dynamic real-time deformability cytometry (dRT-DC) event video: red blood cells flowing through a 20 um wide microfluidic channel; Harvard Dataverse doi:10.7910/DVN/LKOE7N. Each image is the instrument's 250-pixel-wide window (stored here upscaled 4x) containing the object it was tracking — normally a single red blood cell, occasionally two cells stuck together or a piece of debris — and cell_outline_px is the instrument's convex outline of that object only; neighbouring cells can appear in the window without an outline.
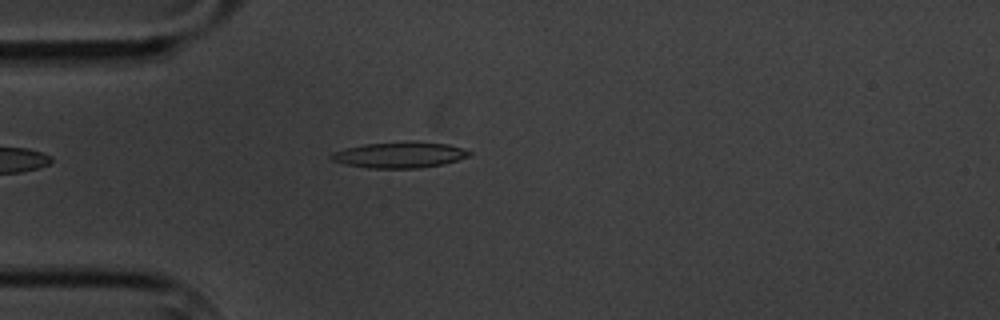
{"species": "common noctule bat (a hibernating species)", "species_latin": "Nyctalus noctula", "temperature_condition": "cold", "stored_images_in_passage": 5, "camera_frame_rate_fps": 3000, "um_per_image_px": 0.085, "animal": {"sex": "male", "body_mass_g": 20.1, "forearm_length_mm": 53.5}, "frame": {"image": 1, "passage_image": 4, "time_ms": 3.667, "image_size_px": [1000, 320], "cell_outline_px": [[472, 156], [444, 164], [420, 168], [368, 168], [344, 164], [332, 160], [332, 152], [364, 144], [412, 140], [416, 140], [448, 144], [464, 148], [472, 152]], "centroid_in_image_um": [34.06, 13.15], "position_along_channel_um": 50.9, "area_um2": 21.21}}